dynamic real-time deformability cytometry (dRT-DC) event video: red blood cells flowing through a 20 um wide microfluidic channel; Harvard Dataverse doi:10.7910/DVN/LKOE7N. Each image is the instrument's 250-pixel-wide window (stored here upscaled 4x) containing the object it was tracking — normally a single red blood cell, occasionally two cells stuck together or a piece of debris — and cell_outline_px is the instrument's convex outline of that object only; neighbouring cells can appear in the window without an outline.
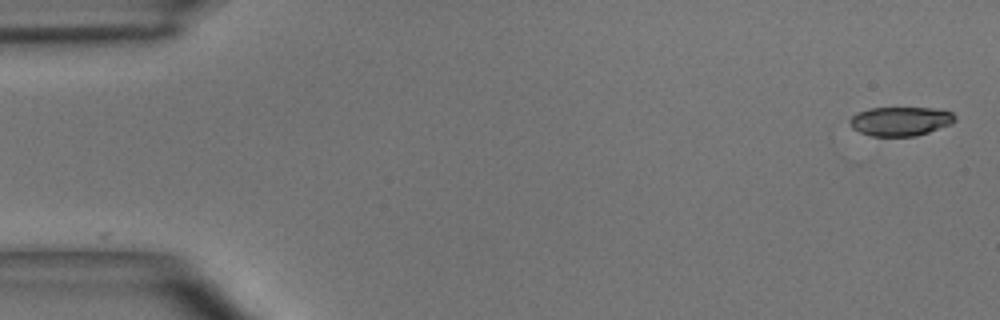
{"species": "common noctule bat (a hibernating species)", "species_latin": "Nyctalus noctula", "temperature_condition": "room temperature", "stored_images_in_passage": 9, "camera_frame_rate_fps": 3000, "um_per_image_px": 0.085, "animal": {"sex": "male", "body_mass_g": 15.6}, "frame": {"image": 1, "passage_image": 1, "time_ms": 0.0, "image_size_px": [1000, 320], "cell_outline_px": [[956, 120], [952, 124], [916, 136], [872, 136], [860, 132], [852, 128], [848, 120], [856, 112], [872, 108], [932, 108], [952, 112], [956, 116]], "centroid_in_image_um": [76.54, 10.3], "position_along_channel_um": 8.5, "area_um2": 17.86}}